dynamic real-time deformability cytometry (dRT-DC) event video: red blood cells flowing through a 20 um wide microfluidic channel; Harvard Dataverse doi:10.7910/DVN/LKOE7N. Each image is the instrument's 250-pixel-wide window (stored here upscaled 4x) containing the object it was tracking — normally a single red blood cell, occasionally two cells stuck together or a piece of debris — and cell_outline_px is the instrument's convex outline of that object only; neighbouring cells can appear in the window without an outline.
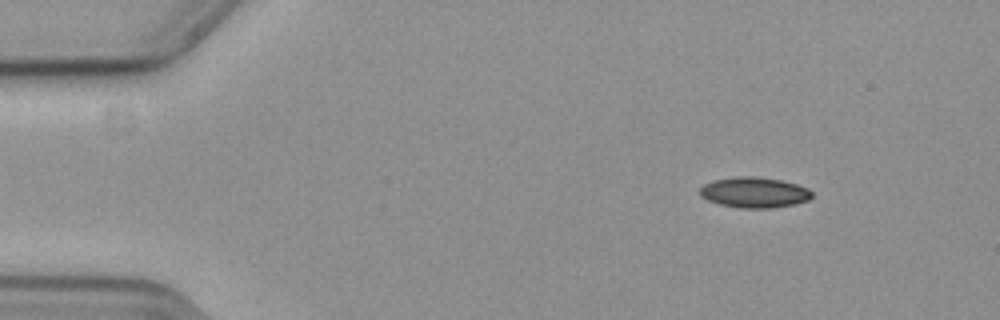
{"species": "common noctule bat (a hibernating species)", "species_latin": "Nyctalus noctula", "temperature_condition": "cold", "stored_images_in_passage": 54, "camera_frame_rate_fps": 3000, "um_per_image_px": 0.085, "animal": {"sex": "female", "body_mass_g": 19.3, "forearm_length_mm": 54.1}, "frame": {"image": 1, "passage_image": 4, "time_ms": 1.0, "image_size_px": [1000, 320], "cell_outline_px": [[812, 196], [808, 200], [792, 204], [772, 208], [740, 208], [720, 204], [708, 200], [700, 196], [700, 188], [704, 184], [712, 180], [740, 176], [752, 176], [780, 180], [796, 184], [808, 188], [812, 192]], "centroid_in_image_um": [64.09, 16.35], "position_along_channel_um": 20.9, "area_um2": 19.83}}
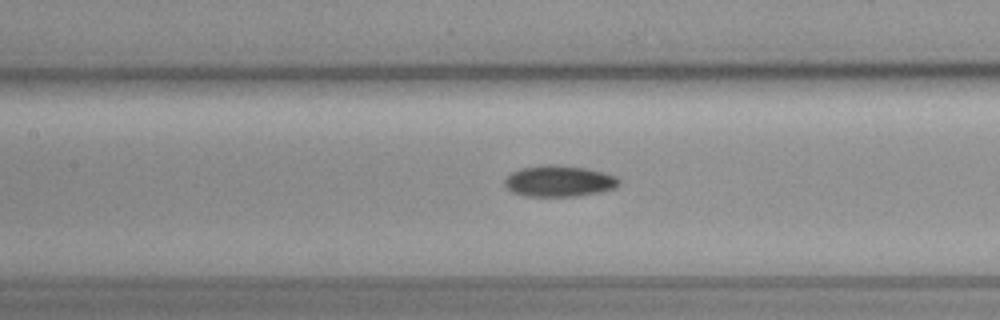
{"frame": {"image": 2, "passage_image": 23, "time_ms": 7.333, "image_size_px": [1000, 320], "cell_outline_px": [[620, 184], [616, 188], [600, 192], [576, 196], [524, 196], [512, 192], [504, 184], [504, 180], [512, 172], [520, 168], [544, 164], [552, 164], [584, 168], [604, 172], [616, 176], [620, 180]], "centroid_in_image_um": [47.53, 15.39], "position_along_channel_um": 159.9, "area_um2": 20.87}}
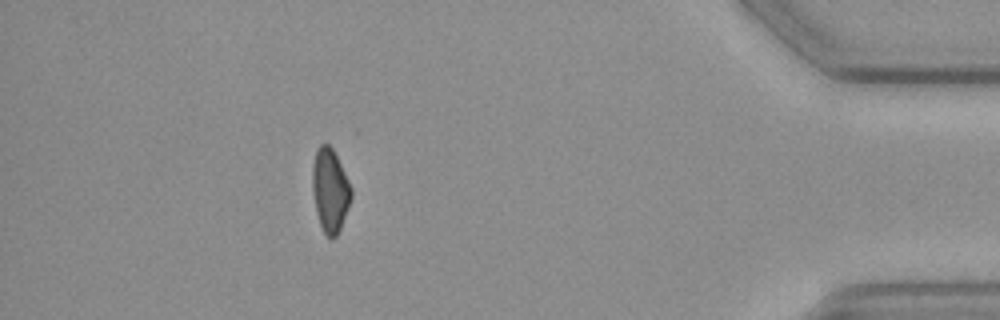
{"frame": {"image": 3, "passage_image": 48, "time_ms": 15.667, "image_size_px": [1000, 320], "cell_outline_px": [[352, 196], [340, 228], [336, 236], [332, 240], [324, 232], [320, 224], [316, 212], [312, 188], [312, 168], [316, 148], [320, 144], [328, 144], [332, 148], [352, 188]], "centroid_in_image_um": [28.04, 16.16], "position_along_channel_um": 407.2, "area_um2": 18.67}}